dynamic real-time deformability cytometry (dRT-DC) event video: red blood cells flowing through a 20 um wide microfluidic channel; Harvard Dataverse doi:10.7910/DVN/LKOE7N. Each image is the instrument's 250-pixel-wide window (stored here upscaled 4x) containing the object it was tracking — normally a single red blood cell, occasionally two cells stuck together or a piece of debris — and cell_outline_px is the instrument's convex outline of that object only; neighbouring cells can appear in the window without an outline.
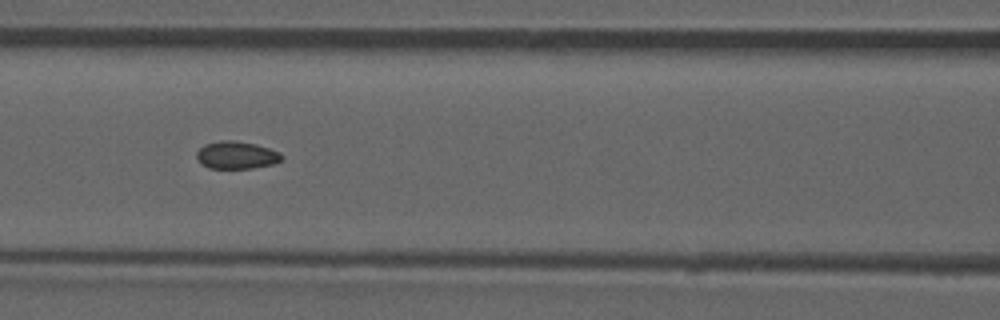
{"species": "common noctule bat (a hibernating species)", "species_latin": "Nyctalus noctula", "temperature_condition": "room temperature", "stored_images_in_passage": 53, "camera_frame_rate_fps": 3000, "um_per_image_px": 0.085, "animal": {"sex": "male", "forearm_length_mm": 52.5}, "frame": {"image": 1, "passage_image": 23, "time_ms": 7.333, "image_size_px": [1000, 320], "cell_outline_px": [[284, 160], [276, 164], [252, 168], [208, 168], [200, 164], [196, 156], [196, 152], [204, 144], [220, 140], [236, 140], [256, 144], [280, 152], [284, 156]], "centroid_in_image_um": [20.13, 13.18], "position_along_channel_um": 146.5, "area_um2": 13.99}, "authors_computed_cell_mechanics": {"area_um2": 13.9298, "velocity_mm_per_s": 3.8644, "shape_relaxation_time_tau1_ms": null, "shape_relaxation_time_tau2_ms": 1.612, "deformation_change_tau1": null, "deformation_change_tau2": 0.0434}}